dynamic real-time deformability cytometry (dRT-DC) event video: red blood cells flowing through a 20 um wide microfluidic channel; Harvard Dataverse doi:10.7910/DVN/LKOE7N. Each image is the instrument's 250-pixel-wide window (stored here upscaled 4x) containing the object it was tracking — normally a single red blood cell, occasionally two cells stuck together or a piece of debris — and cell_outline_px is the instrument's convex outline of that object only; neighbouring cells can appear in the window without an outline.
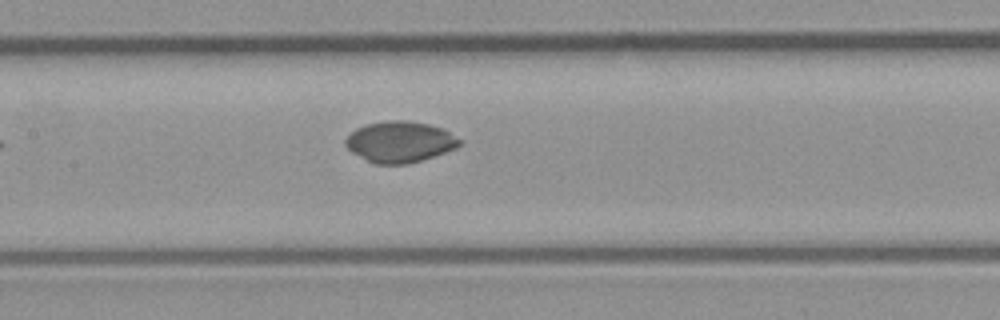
{"species": "common noctule bat (a hibernating species)", "species_latin": "Nyctalus noctula", "temperature_condition": "room temperature", "stored_images_in_passage": 4, "camera_frame_rate_fps": 3000, "um_per_image_px": 0.085, "animal": {"sex": "male", "body_mass_g": 23.1, "forearm_length_mm": 52.7}, "frame": {"image": 1, "passage_image": 4, "time_ms": 1.0, "image_size_px": [1000, 320], "cell_outline_px": [[464, 140], [456, 148], [408, 164], [376, 164], [352, 152], [344, 144], [344, 140], [356, 128], [364, 124], [388, 120], [404, 120], [428, 124], [444, 128]], "centroid_in_image_um": [34.01, 12.04], "position_along_channel_um": 173.4, "area_um2": 27.28}}